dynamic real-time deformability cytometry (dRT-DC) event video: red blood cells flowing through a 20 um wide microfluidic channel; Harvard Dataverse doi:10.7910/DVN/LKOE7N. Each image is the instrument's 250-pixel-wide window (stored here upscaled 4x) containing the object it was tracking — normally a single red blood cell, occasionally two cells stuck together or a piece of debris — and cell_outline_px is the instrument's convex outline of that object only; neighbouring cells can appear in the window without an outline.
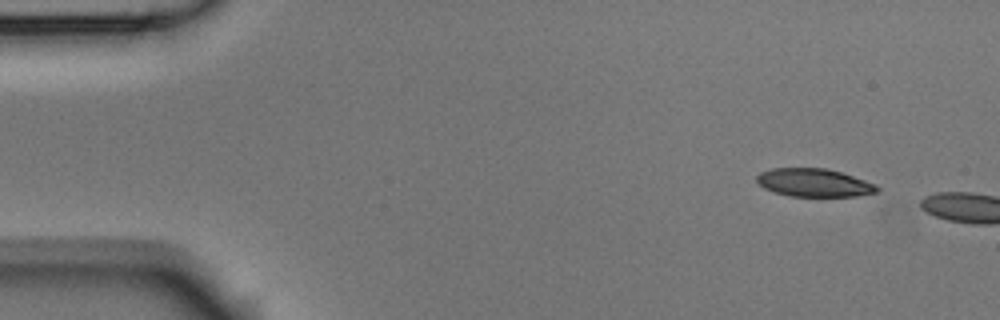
{"species": "Egyptian fruit bat (a non-hibernating species)", "species_latin": "Rousettus aegyptiacus", "temperature_condition": "room temperature", "stored_images_in_passage": 2, "camera_frame_rate_fps": 3000, "um_per_image_px": 0.085, "animal": {"sex": "male"}, "frame": {"image": 1, "passage_image": 1, "time_ms": 0.0, "image_size_px": [1000, 320], "cell_outline_px": [[880, 192], [856, 196], [788, 196], [764, 188], [756, 180], [756, 176], [760, 172], [772, 168], [824, 168], [840, 172], [876, 184], [880, 188]], "centroid_in_image_um": [69.21, 15.53], "position_along_channel_um": 15.8, "area_um2": 19.65}}